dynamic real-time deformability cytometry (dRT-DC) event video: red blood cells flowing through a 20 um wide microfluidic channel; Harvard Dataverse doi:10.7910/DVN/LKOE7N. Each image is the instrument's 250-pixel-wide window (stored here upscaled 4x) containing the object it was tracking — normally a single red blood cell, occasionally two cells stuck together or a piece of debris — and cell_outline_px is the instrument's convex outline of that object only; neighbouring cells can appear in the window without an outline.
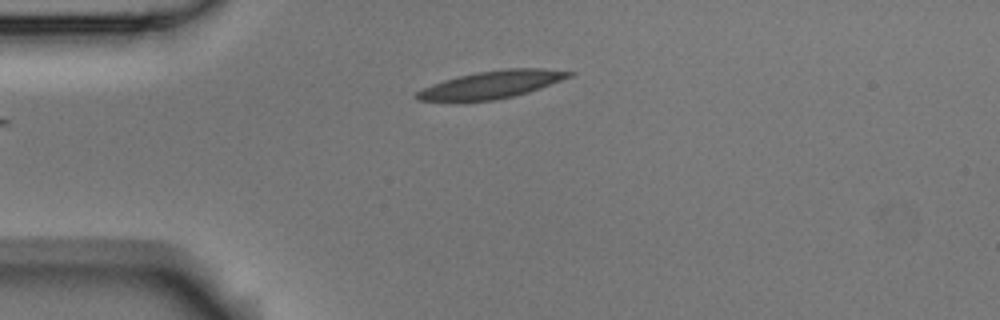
{"species": "Egyptian fruit bat (a non-hibernating species)", "species_latin": "Rousettus aegyptiacus", "temperature_condition": "room temperature", "stored_images_in_passage": 2, "camera_frame_rate_fps": 3000, "um_per_image_px": 0.085, "animal": {"sex": "male"}, "frame": {"image": 1, "passage_image": 2, "time_ms": 0.333, "image_size_px": [1000, 320], "cell_outline_px": [[576, 72], [572, 76], [540, 88], [528, 92], [496, 100], [456, 104], [416, 100], [412, 96], [416, 92], [432, 84], [444, 80], [476, 72], [508, 68], [540, 68]], "centroid_in_image_um": [41.67, 7.24], "position_along_channel_um": 43.3, "area_um2": 25.2}}